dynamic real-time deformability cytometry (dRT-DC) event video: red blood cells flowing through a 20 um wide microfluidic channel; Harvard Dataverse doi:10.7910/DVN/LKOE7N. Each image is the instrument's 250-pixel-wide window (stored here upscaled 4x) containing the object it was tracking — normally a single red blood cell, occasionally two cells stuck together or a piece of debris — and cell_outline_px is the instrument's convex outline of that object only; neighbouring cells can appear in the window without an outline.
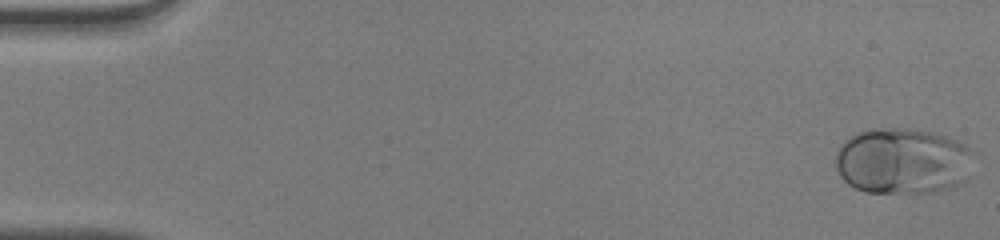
{"species": "human", "species_latin": "Homo sapiens", "temperature_condition": "warm", "stored_images_in_passage": 51, "camera_frame_rate_fps": 3000, "um_per_image_px": 0.085, "donor": {"sex": "male"}, "frame": {"image": 1, "passage_image": 1, "time_ms": 0.0, "image_size_px": [1000, 240], "cell_outline_px": [[980, 152], [968, 180], [948, 188], [932, 192], [864, 192], [848, 184], [840, 176], [836, 168], [836, 152], [840, 144], [844, 140], [856, 132], [896, 128], [904, 128], [936, 132], [968, 144]], "centroid_in_image_um": [76.85, 13.68], "position_along_channel_um": 8.1, "area_um2": 54.45}}
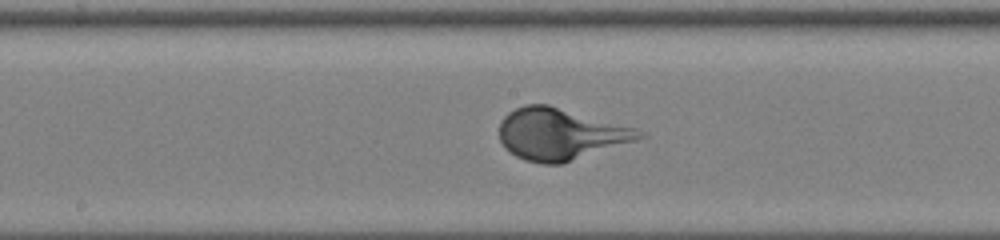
{"frame": {"image": 2, "passage_image": 27, "time_ms": 8.667, "image_size_px": [1000, 240], "cell_outline_px": [[648, 136], [564, 164], [540, 164], [524, 160], [516, 156], [504, 148], [500, 140], [500, 120], [508, 112], [524, 104], [548, 104], [636, 128], [644, 132]], "centroid_in_image_um": [47.61, 11.41], "position_along_channel_um": 200.6, "area_um2": 42.31}}
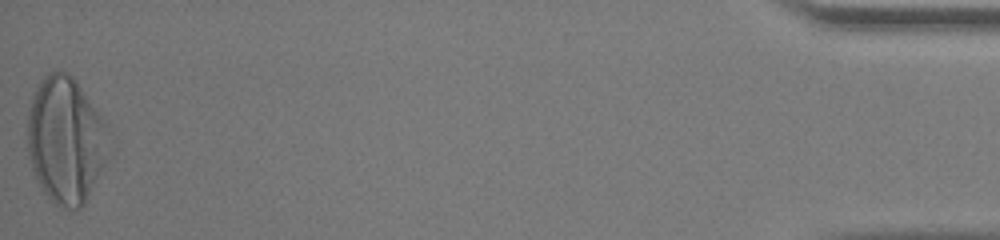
{"frame": {"image": 3, "passage_image": 51, "time_ms": 16.667, "image_size_px": [1000, 240], "cell_outline_px": [[108, 156], [84, 204], [80, 208], [60, 208], [44, 192], [32, 168], [28, 156], [28, 116], [32, 96], [40, 80], [48, 72], [56, 68], [68, 72], [76, 80], [104, 120]], "centroid_in_image_um": [5.55, 11.87], "position_along_channel_um": 429.6, "area_um2": 59.36}}